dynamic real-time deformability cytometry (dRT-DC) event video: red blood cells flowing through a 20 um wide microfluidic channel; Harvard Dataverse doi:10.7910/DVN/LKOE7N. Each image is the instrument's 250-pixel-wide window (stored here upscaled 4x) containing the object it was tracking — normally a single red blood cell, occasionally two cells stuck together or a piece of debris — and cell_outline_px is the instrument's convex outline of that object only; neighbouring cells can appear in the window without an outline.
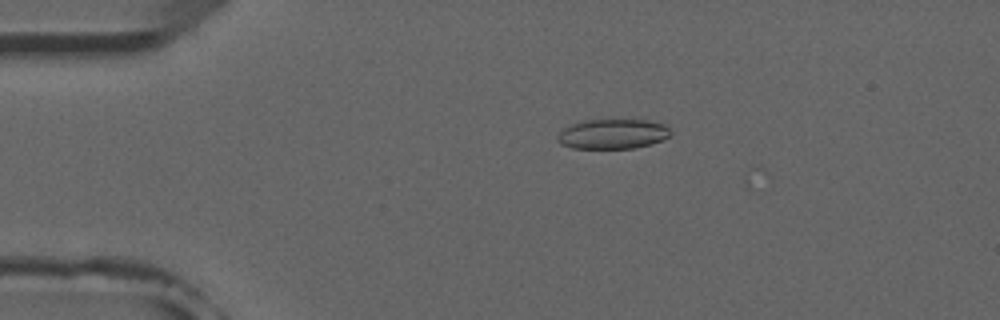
{"species": "common noctule bat (a hibernating species)", "species_latin": "Nyctalus noctula", "temperature_condition": "room temperature", "stored_images_in_passage": 8, "camera_frame_rate_fps": 3000, "um_per_image_px": 0.085, "animal": {"sex": "male", "forearm_length_mm": 52.5}, "frame": {"image": 1, "passage_image": 5, "time_ms": 1.333, "image_size_px": [1000, 320], "cell_outline_px": [[672, 132], [668, 136], [660, 140], [648, 144], [632, 148], [572, 148], [560, 144], [556, 140], [556, 136], [564, 128], [572, 124], [588, 120], [648, 120], [664, 124]], "centroid_in_image_um": [52.04, 11.38], "position_along_channel_um": 33.0, "area_um2": 19.42}}